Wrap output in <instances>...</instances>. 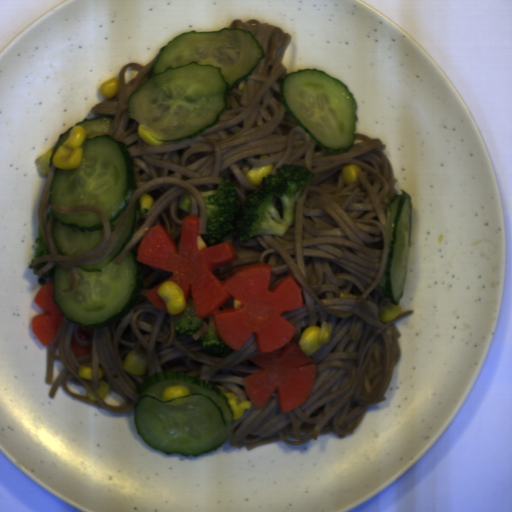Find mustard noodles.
I'll return each mask as SVG.
<instances>
[{"instance_id": "7f7daa86", "label": "mustard noodles", "mask_w": 512, "mask_h": 512, "mask_svg": "<svg viewBox=\"0 0 512 512\" xmlns=\"http://www.w3.org/2000/svg\"><path fill=\"white\" fill-rule=\"evenodd\" d=\"M272 204L274 206V208L276 209L280 219H284V212H283V206H282V202L280 200V198L277 196V195H274L272 197Z\"/></svg>"}, {"instance_id": "0af2e427", "label": "mustard noodles", "mask_w": 512, "mask_h": 512, "mask_svg": "<svg viewBox=\"0 0 512 512\" xmlns=\"http://www.w3.org/2000/svg\"><path fill=\"white\" fill-rule=\"evenodd\" d=\"M228 29L248 31L261 46L262 57L245 79L229 89L227 108L216 124L201 135L185 141H163L161 145H151L139 137L140 122L130 118L128 102L150 78L157 56L145 65L129 62L122 66L116 94L91 107L94 119L112 117L109 136L125 143L133 165L136 189L114 231L104 209L97 205L51 204L56 166L48 165L38 210L48 255L36 258L32 269L40 279L57 264L68 268L70 283L64 293L77 285L76 266L92 265L111 252L135 200L144 194L153 199L151 208L140 210L129 243L114 260L117 265L128 253H135L143 274V288L136 304L126 316L100 328L69 322L63 313L54 339L47 344L48 397L55 398L62 386L70 397L123 414L134 410L141 383L156 372L174 371L207 381L224 394L234 393L239 403L252 401L243 379L263 371L249 361L258 353L255 333L226 357L209 355L200 345L201 338L209 332L211 316L202 319V326L194 335H179L175 330L177 317L157 309L147 298L150 290L173 274L141 263L138 249L155 225L163 226L179 249L183 221L190 215L199 216V232L206 234L207 214L201 192L219 188L226 177L235 183L240 207L245 197L261 187L262 181L254 186L246 179L254 166L272 164L269 175L275 176L279 167L296 164L310 170L314 177L295 203L293 225L280 237L257 235L247 242H241L239 235L231 232L222 243H231L237 257L212 274L223 281L239 268L268 263L270 291L291 275L303 294L301 308L282 314L296 327L293 342L298 346L308 327L321 326L326 321L332 326L330 340L309 356L311 365H315V380L304 403L283 412L275 389L262 407L252 402V408L235 419L226 442L250 451L273 441L296 446L328 433L342 440L355 433L370 405L387 401L393 370L402 357L401 332L395 322L414 312L401 311L390 322L380 319L381 307L389 302L379 282L388 257V205L394 194H399L396 177L385 152L387 147L379 137L371 139L354 133L349 150L330 152L286 110L280 82L289 75L282 61L292 41L290 34L254 19L233 20ZM129 66L138 69L139 74L125 85L123 74ZM347 164L362 169L357 181L349 185L342 177ZM183 193L192 200L189 214L179 209ZM49 206L57 213L85 210L99 214L102 241L79 257L60 255L51 237L52 215L46 223ZM340 291L357 298H339ZM348 312L353 315L344 319L337 316ZM78 327L91 340L81 341L76 333ZM73 332L77 342L91 344L92 353L74 357L70 346ZM131 350L148 359L142 376L123 369V360ZM55 360H61L64 369L52 382ZM81 364L93 368L92 381L78 377ZM98 367L105 373L100 380ZM67 380L85 386L98 400L73 394L66 388ZM100 381L108 383L109 393H118L124 403L108 406L95 392Z\"/></svg>"}, {"instance_id": "964a15a8", "label": "mustard noodles", "mask_w": 512, "mask_h": 512, "mask_svg": "<svg viewBox=\"0 0 512 512\" xmlns=\"http://www.w3.org/2000/svg\"><path fill=\"white\" fill-rule=\"evenodd\" d=\"M228 308H234V297L233 296L219 307V309L221 311L228 309Z\"/></svg>"}]
</instances>
